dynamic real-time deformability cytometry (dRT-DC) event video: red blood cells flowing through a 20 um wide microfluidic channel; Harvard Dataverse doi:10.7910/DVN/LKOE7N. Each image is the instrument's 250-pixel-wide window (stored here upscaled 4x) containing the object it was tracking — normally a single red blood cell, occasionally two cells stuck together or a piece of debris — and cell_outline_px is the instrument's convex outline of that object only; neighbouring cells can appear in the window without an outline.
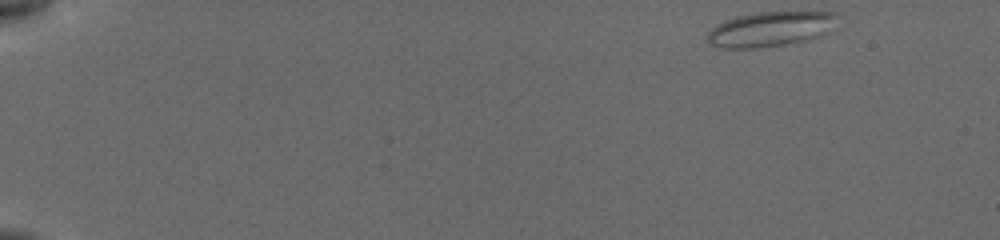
{"species": "common noctule bat (a hibernating species)", "species_latin": "Nyctalus noctula", "temperature_condition": "cold", "stored_images_in_passage": 28, "camera_frame_rate_fps": 3000, "um_per_image_px": 0.085, "animal": {"sex": "female", "body_mass_g": 19.5, "forearm_length_mm": 54.1}, "frame": {"image": 1, "passage_image": 1, "time_ms": 0.0, "image_size_px": [1000, 240], "cell_outline_px": [[836, 28], [828, 32], [804, 40], [784, 44], [756, 48], [724, 48], [708, 44], [704, 36], [716, 24], [736, 16], [756, 12], [836, 12]], "centroid_in_image_um": [65.44, 2.47], "position_along_channel_um": 19.6, "area_um2": 26.47}}
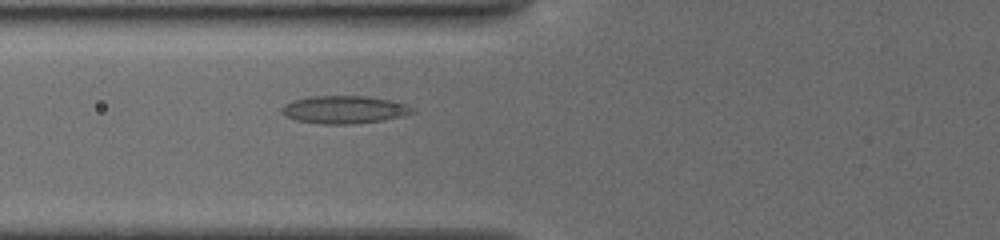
{"frame": {"image": 2, "passage_image": 23, "time_ms": 5.667, "image_size_px": [1000, 240], "cell_outline_px": [[412, 112], [400, 116], [384, 120], [352, 124], [320, 124], [296, 120], [284, 116], [280, 112], [280, 108], [284, 104], [292, 100], [312, 96], [364, 96], [392, 100], [404, 104], [412, 108]], "centroid_in_image_um": [29.17, 9.32], "position_along_channel_um": 96.6, "area_um2": 21.1}}
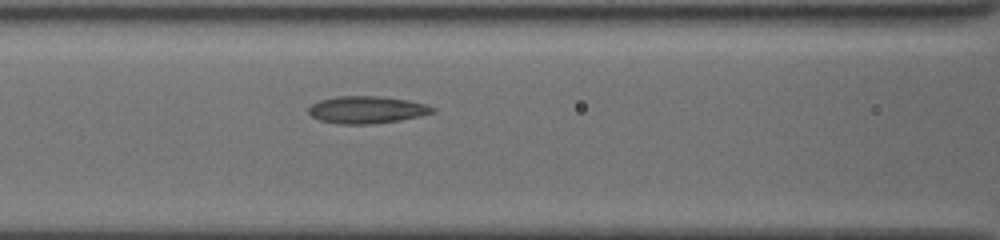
{"frame": {"image": 3, "passage_image": 27, "time_ms": 6.667, "image_size_px": [1000, 240], "cell_outline_px": [[436, 112], [420, 116], [400, 120], [372, 124], [340, 124], [320, 120], [312, 116], [308, 112], [308, 108], [312, 104], [320, 100], [336, 96], [384, 96], [408, 100], [428, 104], [436, 108]], "centroid_in_image_um": [31.22, 9.32], "position_along_channel_um": 135.4, "area_um2": 19.88}}